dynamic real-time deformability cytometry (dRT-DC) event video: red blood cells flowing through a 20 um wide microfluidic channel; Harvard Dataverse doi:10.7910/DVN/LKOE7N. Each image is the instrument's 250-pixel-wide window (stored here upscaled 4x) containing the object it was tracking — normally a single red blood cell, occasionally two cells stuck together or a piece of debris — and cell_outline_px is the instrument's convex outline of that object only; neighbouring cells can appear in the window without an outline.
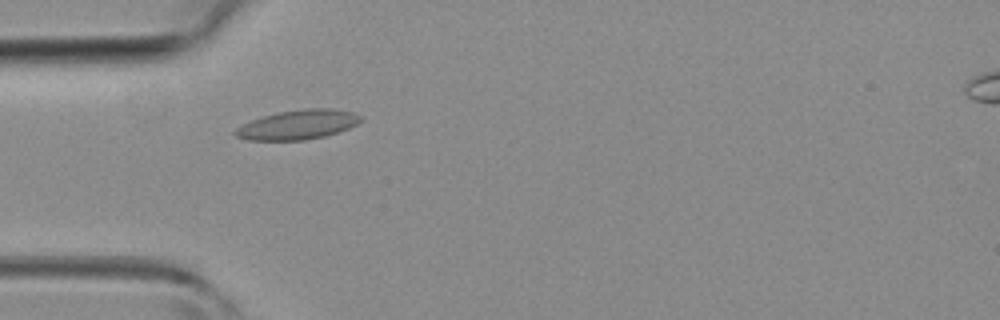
{"species": "common noctule bat (a hibernating species)", "species_latin": "Nyctalus noctula", "temperature_condition": "room temperature", "stored_images_in_passage": 32, "camera_frame_rate_fps": 3000, "um_per_image_px": 0.085, "animal": {"sex": "female", "body_mass_g": 19.3, "forearm_length_mm": 54.1}, "frame": {"image": 1, "passage_image": 5, "time_ms": 1.333, "image_size_px": [1000, 320], "cell_outline_px": [[364, 116], [356, 124], [348, 128], [324, 136], [304, 140], [248, 140], [236, 136], [232, 132], [236, 128], [252, 120], [264, 116], [280, 112], [304, 108], [332, 108], [352, 112]], "centroid_in_image_um": [25.32, 10.59], "position_along_channel_um": 59.7, "area_um2": 21.33}}
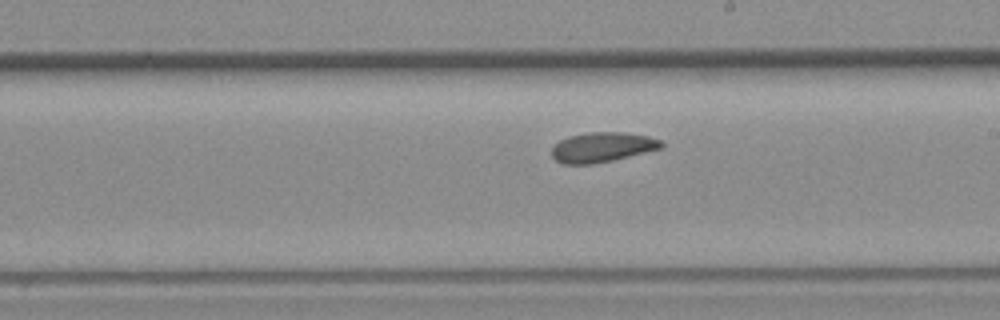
{"frame": {"image": 2, "passage_image": 17, "time_ms": 5.333, "image_size_px": [1000, 320], "cell_outline_px": [[664, 144], [660, 148], [612, 160], [592, 164], [560, 164], [552, 156], [552, 144], [568, 136], [588, 132], [624, 132], [648, 136], [660, 140]], "centroid_in_image_um": [51.12, 12.5], "position_along_channel_um": 237.9, "area_um2": 19.02}}
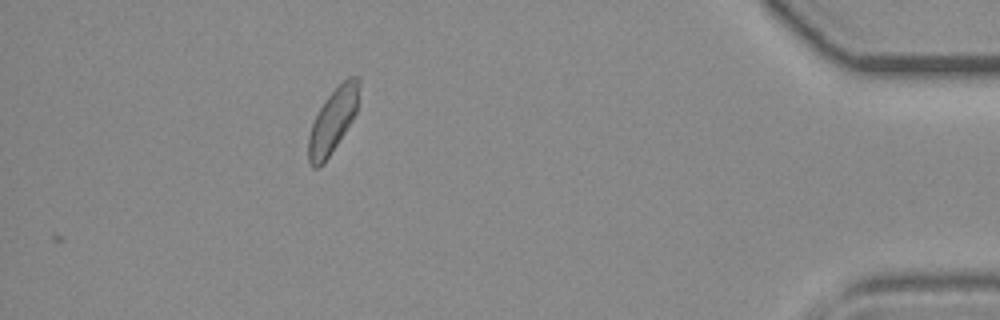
{"frame": {"image": 3, "passage_image": 32, "time_ms": 10.333, "image_size_px": [1000, 320], "cell_outline_px": [[360, 84], [356, 112], [352, 120], [324, 164], [320, 168], [312, 168], [308, 160], [308, 136], [312, 124], [324, 100], [348, 76], [356, 76], [360, 80]], "centroid_in_image_um": [28.28, 10.28], "position_along_channel_um": 406.9, "area_um2": 18.79}}